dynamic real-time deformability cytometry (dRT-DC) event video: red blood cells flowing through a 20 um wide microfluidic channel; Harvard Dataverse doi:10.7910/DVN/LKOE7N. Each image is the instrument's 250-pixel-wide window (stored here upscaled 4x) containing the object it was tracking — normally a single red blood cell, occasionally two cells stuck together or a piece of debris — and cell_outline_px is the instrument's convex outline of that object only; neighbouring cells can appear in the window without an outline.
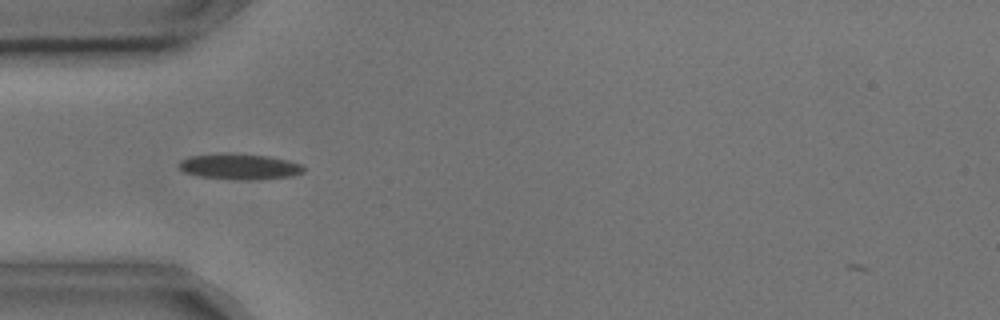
{"species": "common noctule bat (a hibernating species)", "species_latin": "Nyctalus noctula", "temperature_condition": "cold", "stored_images_in_passage": 41, "camera_frame_rate_fps": 3000, "um_per_image_px": 0.085, "animal": {"sex": "male", "body_mass_g": 17.9, "forearm_length_mm": 54.2}, "frame": {"image": 1, "passage_image": 3, "time_ms": 0.667, "image_size_px": [1000, 320], "cell_outline_px": [[304, 172], [292, 176], [252, 180], [244, 180], [200, 176], [184, 172], [180, 168], [180, 160], [188, 156], [268, 156], [288, 160], [304, 164]], "centroid_in_image_um": [20.46, 14.21], "position_along_channel_um": 64.5, "area_um2": 17.69}}
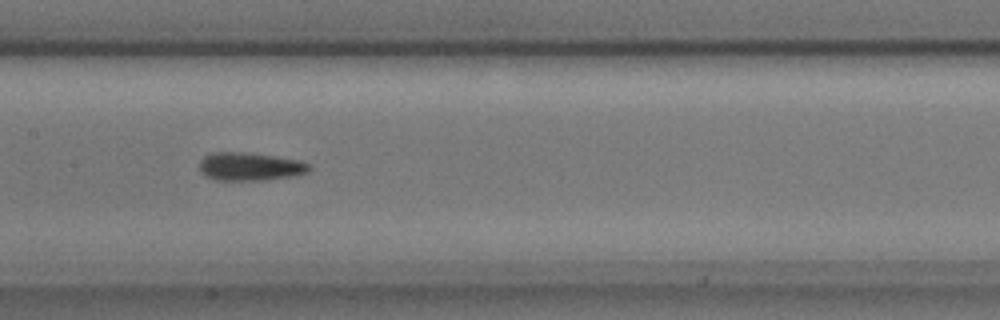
{"frame": {"image": 2, "passage_image": 13, "time_ms": 4.0, "image_size_px": [1000, 320], "cell_outline_px": [[312, 168], [308, 172], [288, 176], [260, 180], [216, 180], [204, 176], [200, 172], [200, 160], [204, 156], [212, 152], [248, 152], [276, 156], [300, 160], [312, 164]], "centroid_in_image_um": [21.24, 14.14], "position_along_channel_um": 186.2, "area_um2": 18.15}}
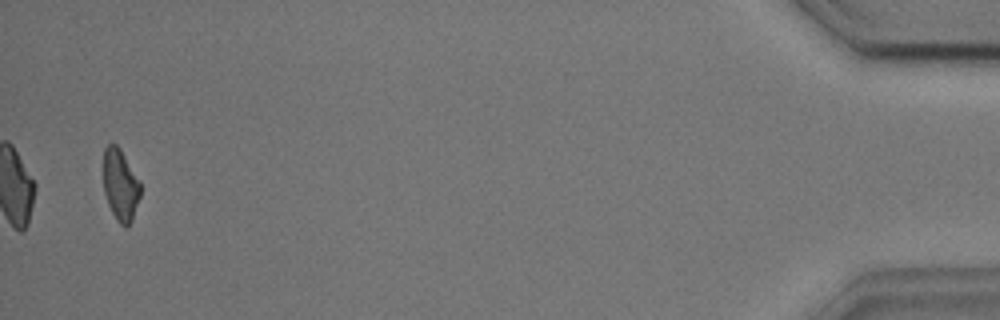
{"frame": {"image": 3, "passage_image": 40, "time_ms": 13.0, "image_size_px": [1000, 320], "cell_outline_px": [[140, 196], [132, 220], [128, 228], [124, 228], [116, 220], [108, 204], [104, 192], [104, 148], [108, 144], [116, 144], [120, 148], [140, 180]], "centroid_in_image_um": [10.24, 15.74], "position_along_channel_um": 425.0, "area_um2": 15.55}, "authors_computed_cell_mechanics": {"area_um2": 17.34, "velocity_mm_per_s": 3.6342, "shape_relaxation_time_tau1_ms": 4.1152, "shape_relaxation_time_tau2_ms": 5.8189, "deformation_change_tau1": 0.1241, "deformation_change_tau2": 0.1269}}